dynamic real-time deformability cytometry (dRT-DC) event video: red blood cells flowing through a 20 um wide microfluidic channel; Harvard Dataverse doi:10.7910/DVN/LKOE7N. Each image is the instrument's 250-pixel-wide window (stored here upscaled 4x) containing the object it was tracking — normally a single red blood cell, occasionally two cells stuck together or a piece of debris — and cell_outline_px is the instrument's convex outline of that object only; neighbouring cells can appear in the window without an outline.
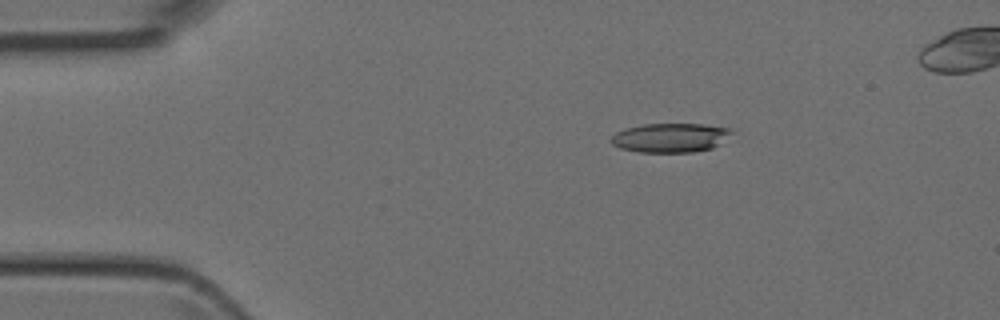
{"species": "Egyptian fruit bat (a non-hibernating species)", "species_latin": "Rousettus aegyptiacus", "temperature_condition": "room temperature", "stored_images_in_passage": 14, "camera_frame_rate_fps": 3000, "um_per_image_px": 0.085, "animal": {"sex": "female"}, "frame": {"image": 1, "passage_image": 8, "time_ms": 2.333, "image_size_px": [1000, 320], "cell_outline_px": [[732, 132], [720, 144], [712, 148], [692, 152], [640, 152], [620, 148], [612, 144], [612, 136], [616, 132], [628, 128], [644, 124], [704, 124], [732, 128]], "centroid_in_image_um": [57.01, 11.7], "position_along_channel_um": 28.0, "area_um2": 20.35}}
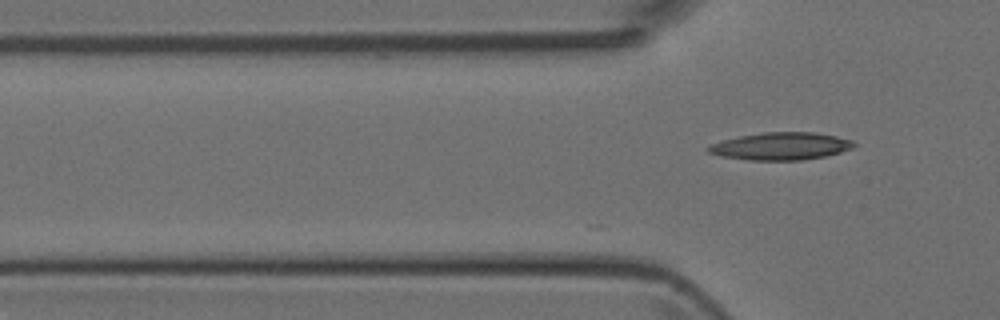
{"frame": {"image": 2, "passage_image": 14, "time_ms": 4.333, "image_size_px": [1000, 320], "cell_outline_px": [[856, 144], [852, 148], [840, 152], [824, 156], [800, 160], [748, 160], [720, 156], [708, 152], [704, 148], [712, 144], [724, 140], [740, 136], [764, 132], [812, 132], [836, 136], [852, 140]], "centroid_in_image_um": [66.35, 12.42], "position_along_channel_um": 59.4, "area_um2": 23.18}}